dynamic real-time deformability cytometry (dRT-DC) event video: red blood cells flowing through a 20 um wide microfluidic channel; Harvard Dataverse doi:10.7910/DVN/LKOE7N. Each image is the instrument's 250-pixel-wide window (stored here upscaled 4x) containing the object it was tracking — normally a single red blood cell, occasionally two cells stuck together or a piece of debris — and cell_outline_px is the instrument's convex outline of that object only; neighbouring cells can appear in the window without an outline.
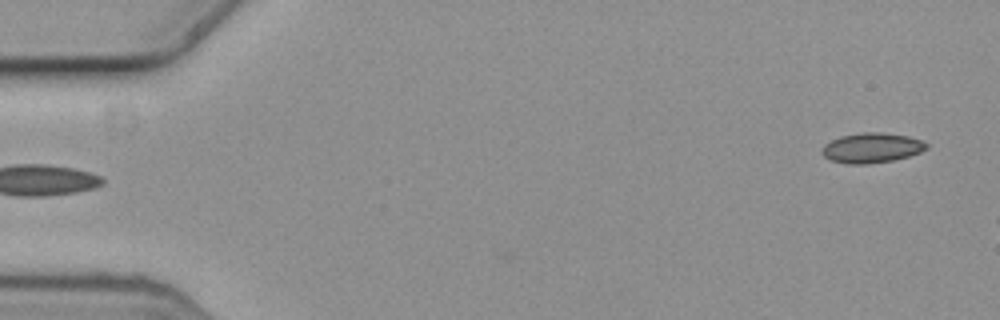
{"species": "common noctule bat (a hibernating species)", "species_latin": "Nyctalus noctula", "temperature_condition": "cold", "stored_images_in_passage": 3, "camera_frame_rate_fps": 3000, "um_per_image_px": 0.085, "animal": {"sex": "female", "body_mass_g": 19.3, "forearm_length_mm": 54.1}, "frame": {"image": 1, "passage_image": 3, "time_ms": 0.667, "image_size_px": [1000, 320], "cell_outline_px": [[928, 148], [920, 152], [908, 156], [892, 160], [868, 164], [848, 164], [828, 160], [820, 152], [820, 148], [824, 144], [840, 136], [860, 132], [884, 132], [908, 136], [920, 140], [928, 144]], "centroid_in_image_um": [74.05, 12.56], "position_along_channel_um": 11.0, "area_um2": 18.44}}